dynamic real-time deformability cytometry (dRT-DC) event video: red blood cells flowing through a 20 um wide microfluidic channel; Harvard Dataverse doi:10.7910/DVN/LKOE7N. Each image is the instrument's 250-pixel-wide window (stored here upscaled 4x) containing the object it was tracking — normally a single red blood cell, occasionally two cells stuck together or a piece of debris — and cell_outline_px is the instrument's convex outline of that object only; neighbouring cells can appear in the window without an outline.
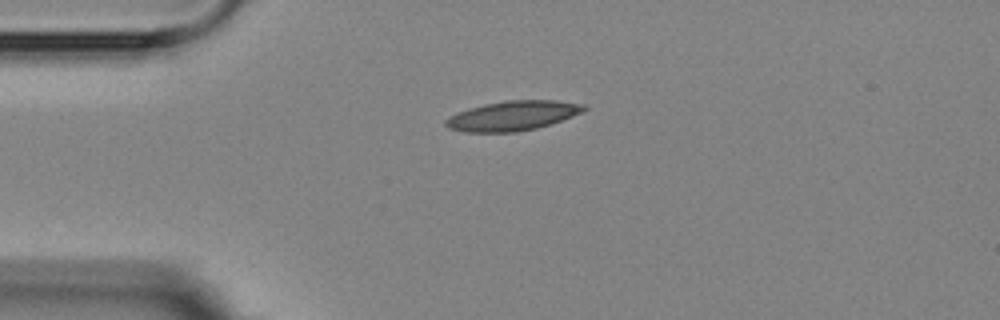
{"species": "Egyptian fruit bat (a non-hibernating species)", "species_latin": "Rousettus aegyptiacus", "temperature_condition": "room temperature", "stored_images_in_passage": 1, "camera_frame_rate_fps": 3000, "um_per_image_px": 0.085, "animal": {"sex": "female"}, "frame": {"image": 1, "passage_image": 1, "time_ms": 0.0, "image_size_px": [1000, 320], "cell_outline_px": [[588, 108], [584, 112], [536, 128], [516, 132], [464, 132], [448, 128], [444, 124], [444, 120], [448, 116], [456, 112], [468, 108], [484, 104], [504, 100], [556, 100], [584, 104]], "centroid_in_image_um": [43.54, 9.83], "position_along_channel_um": 41.5, "area_um2": 24.04}}